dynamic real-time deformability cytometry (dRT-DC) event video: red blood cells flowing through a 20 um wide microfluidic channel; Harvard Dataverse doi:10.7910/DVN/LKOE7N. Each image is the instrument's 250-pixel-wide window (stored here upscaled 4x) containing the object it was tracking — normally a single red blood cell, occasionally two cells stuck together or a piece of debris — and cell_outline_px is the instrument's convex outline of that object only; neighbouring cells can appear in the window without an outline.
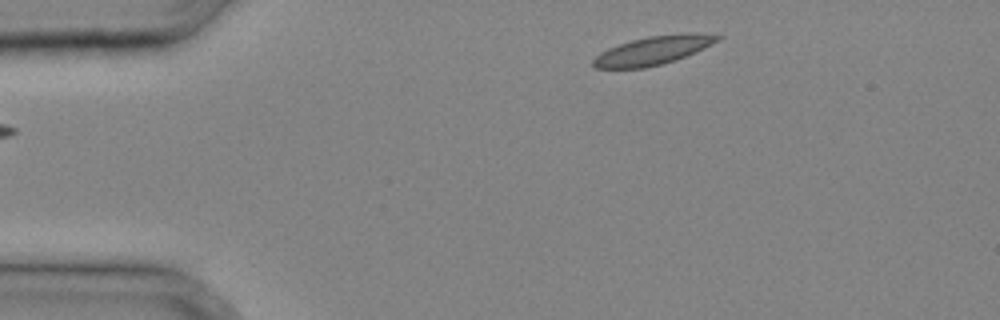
{"species": "common noctule bat (a hibernating species)", "species_latin": "Nyctalus noctula", "temperature_condition": "cold", "stored_images_in_passage": 25, "camera_frame_rate_fps": 3000, "um_per_image_px": 0.085, "animal": {"sex": "male", "body_mass_g": 20.4}, "frame": {"image": 1, "passage_image": 1, "time_ms": 0.0, "image_size_px": [1000, 320], "cell_outline_px": [[724, 36], [704, 48], [696, 52], [676, 60], [644, 68], [596, 68], [592, 64], [592, 60], [600, 52], [608, 48], [632, 40], [648, 36], [688, 32], [696, 32]], "centroid_in_image_um": [55.53, 4.27], "position_along_channel_um": 29.5, "area_um2": 20.63}}
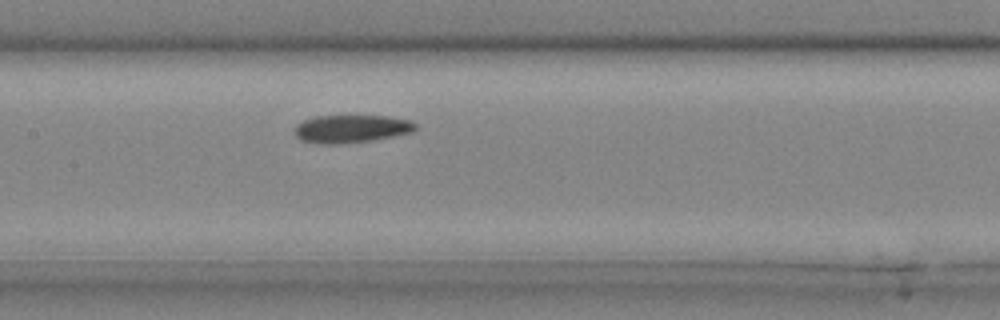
{"frame": {"image": 2, "passage_image": 12, "time_ms": 3.667, "image_size_px": [1000, 320], "cell_outline_px": [[416, 128], [412, 132], [372, 140], [340, 144], [320, 144], [300, 140], [296, 136], [296, 124], [304, 120], [316, 116], [388, 116], [412, 120], [416, 124]], "centroid_in_image_um": [29.86, 10.94], "position_along_channel_um": 177.5, "area_um2": 19.59}}
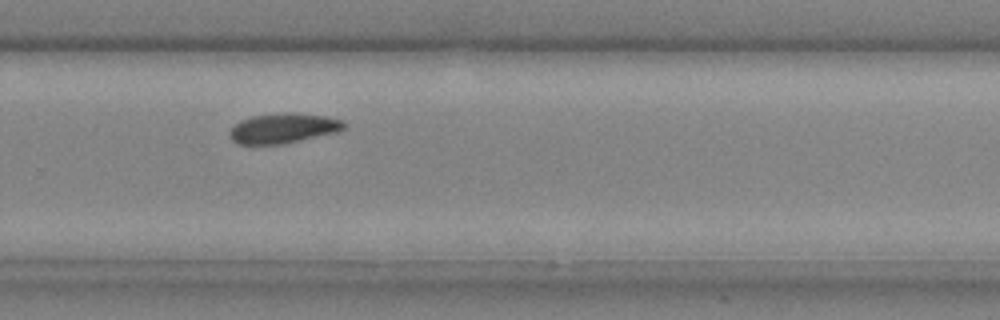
{"frame": {"image": 3, "passage_image": 19, "time_ms": 6.0, "image_size_px": [1000, 320], "cell_outline_px": [[348, 124], [340, 132], [284, 144], [240, 144], [232, 140], [228, 132], [240, 120], [252, 116], [284, 112], [296, 112], [324, 116], [344, 120]], "centroid_in_image_um": [24.14, 10.89], "position_along_channel_um": 305.7, "area_um2": 20.29}}